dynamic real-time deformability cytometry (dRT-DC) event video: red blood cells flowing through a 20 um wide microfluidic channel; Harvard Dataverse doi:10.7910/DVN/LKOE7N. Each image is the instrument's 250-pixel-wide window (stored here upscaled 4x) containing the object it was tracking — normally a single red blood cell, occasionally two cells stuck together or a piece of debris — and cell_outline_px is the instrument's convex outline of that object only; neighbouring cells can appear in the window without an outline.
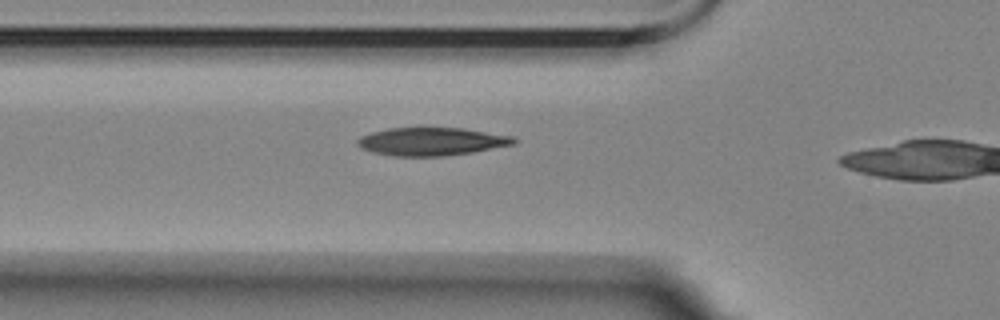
{"species": "Egyptian fruit bat (a non-hibernating species)", "species_latin": "Rousettus aegyptiacus", "temperature_condition": "room temperature", "stored_images_in_passage": 23, "camera_frame_rate_fps": 3000, "um_per_image_px": 0.085, "animal": {"sex": "female"}, "frame": {"image": 1, "passage_image": 11, "time_ms": 3.333, "image_size_px": [1000, 320], "cell_outline_px": [[516, 144], [472, 152], [444, 156], [392, 156], [372, 152], [360, 148], [356, 144], [356, 140], [360, 136], [372, 132], [388, 128], [420, 124], [464, 128], [512, 136], [516, 140]], "centroid_in_image_um": [36.62, 11.98], "position_along_channel_um": 89.2, "area_um2": 26.7}}
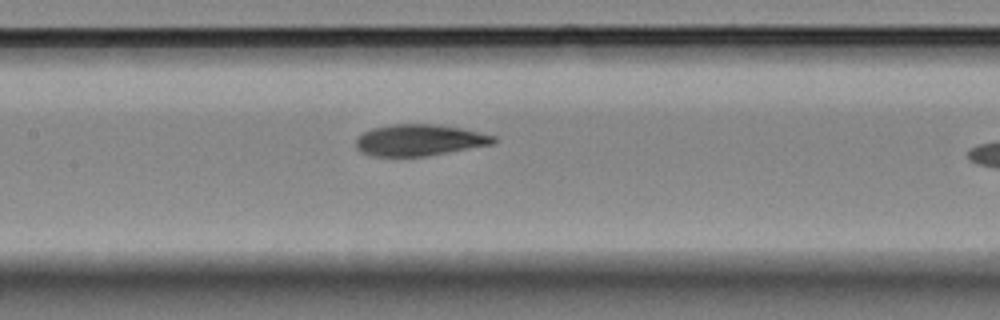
{"frame": {"image": 2, "passage_image": 18, "time_ms": 5.667, "image_size_px": [1000, 320], "cell_outline_px": [[496, 140], [492, 144], [448, 152], [424, 156], [372, 156], [360, 152], [356, 148], [356, 140], [364, 132], [372, 128], [392, 124], [432, 124], [464, 128], [496, 136]], "centroid_in_image_um": [35.64, 11.9], "position_along_channel_um": 171.8, "area_um2": 25.09}}
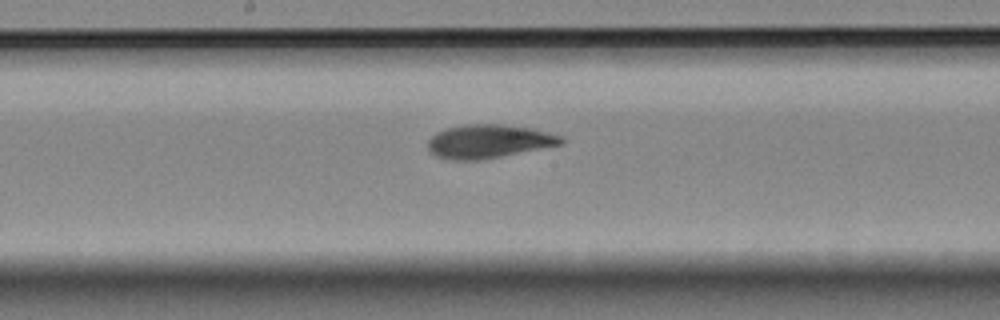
{"frame": {"image": 3, "passage_image": 21, "time_ms": 6.667, "image_size_px": [1000, 320], "cell_outline_px": [[564, 144], [480, 160], [452, 160], [436, 156], [428, 148], [428, 140], [436, 132], [444, 128], [464, 124], [500, 124], [528, 128], [564, 136]], "centroid_in_image_um": [41.53, 12.01], "position_along_channel_um": 206.7, "area_um2": 26.01}}